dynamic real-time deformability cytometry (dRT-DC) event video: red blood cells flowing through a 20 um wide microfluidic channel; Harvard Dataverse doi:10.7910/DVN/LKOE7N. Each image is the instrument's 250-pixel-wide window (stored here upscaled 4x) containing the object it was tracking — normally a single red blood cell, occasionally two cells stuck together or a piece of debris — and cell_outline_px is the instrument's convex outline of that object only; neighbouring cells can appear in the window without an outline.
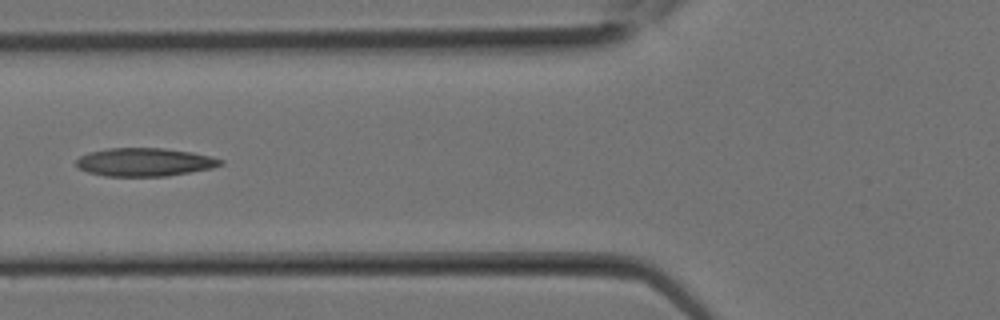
{"species": "Egyptian fruit bat (a non-hibernating species)", "species_latin": "Rousettus aegyptiacus", "temperature_condition": "room temperature", "stored_images_in_passage": 11, "camera_frame_rate_fps": 3000, "um_per_image_px": 0.085, "animal": {"sex": "female"}, "frame": {"image": 1, "passage_image": 10, "time_ms": 3.0, "image_size_px": [1000, 320], "cell_outline_px": [[224, 164], [212, 168], [164, 176], [104, 176], [88, 172], [80, 168], [76, 164], [76, 160], [80, 156], [88, 152], [108, 148], [164, 148], [192, 152], [212, 156], [224, 160]], "centroid_in_image_um": [12.3, 13.77], "position_along_channel_um": 113.5, "area_um2": 23.76}}